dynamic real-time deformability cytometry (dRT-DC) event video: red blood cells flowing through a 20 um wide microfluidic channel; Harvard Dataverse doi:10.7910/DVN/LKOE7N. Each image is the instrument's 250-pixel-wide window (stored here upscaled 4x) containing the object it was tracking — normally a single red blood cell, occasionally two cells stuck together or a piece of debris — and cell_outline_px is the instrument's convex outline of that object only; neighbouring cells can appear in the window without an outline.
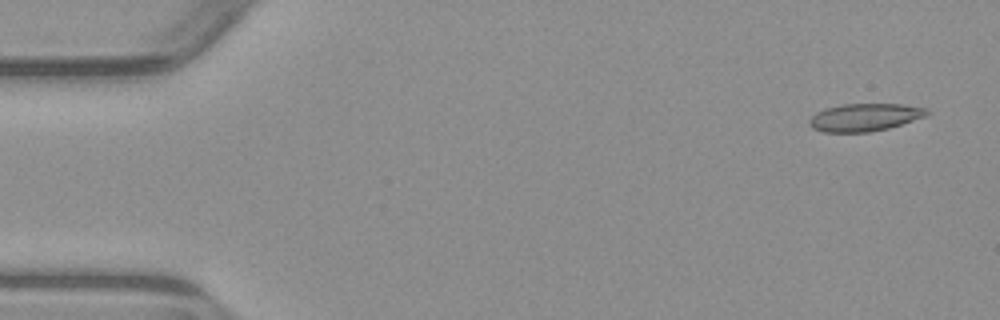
{"species": "common noctule bat (a hibernating species)", "species_latin": "Nyctalus noctula", "temperature_condition": "warm", "stored_images_in_passage": 6, "camera_frame_rate_fps": 3000, "um_per_image_px": 0.085, "animal": {"sex": "male", "body_mass_g": 23.1, "forearm_length_mm": 52.7}, "frame": {"image": 1, "passage_image": 1, "time_ms": 0.0, "image_size_px": [1000, 320], "cell_outline_px": [[932, 112], [928, 116], [888, 128], [868, 132], [824, 132], [812, 128], [808, 124], [808, 120], [816, 112], [824, 108], [844, 104], [904, 104], [928, 108]], "centroid_in_image_um": [73.53, 9.96], "position_along_channel_um": 11.5, "area_um2": 19.19}}
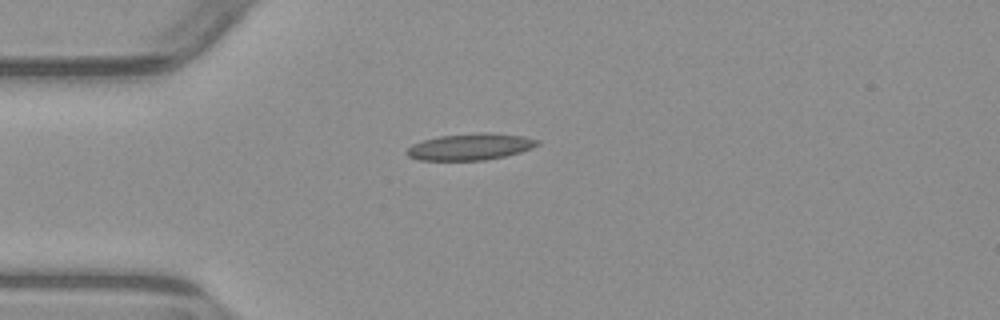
{"frame": {"image": 2, "passage_image": 4, "time_ms": 3.667, "image_size_px": [1000, 320], "cell_outline_px": [[540, 144], [532, 148], [520, 152], [504, 156], [484, 160], [420, 160], [408, 156], [404, 152], [412, 144], [424, 140], [440, 136], [480, 132], [488, 132], [524, 136], [540, 140]], "centroid_in_image_um": [39.99, 12.47], "position_along_channel_um": 45.0, "area_um2": 20.23}}
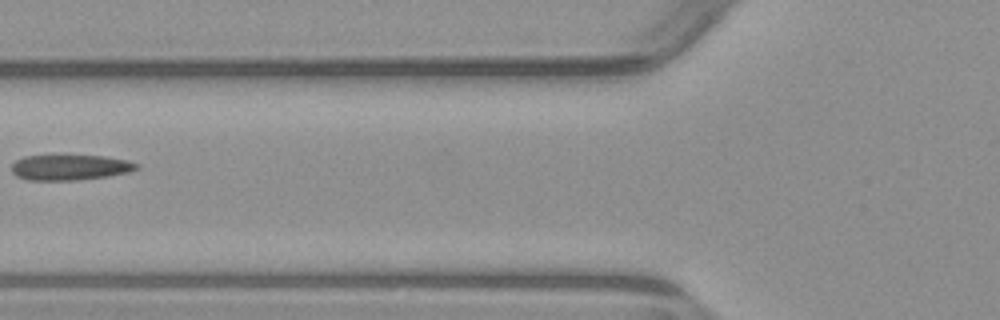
{"frame": {"image": 3, "passage_image": 6, "time_ms": 6.0, "image_size_px": [1000, 320], "cell_outline_px": [[140, 168], [128, 172], [108, 176], [76, 180], [28, 180], [16, 176], [12, 172], [12, 164], [16, 160], [24, 156], [104, 156], [128, 160], [140, 164]], "centroid_in_image_um": [5.97, 14.23], "position_along_channel_um": 119.8, "area_um2": 18.5}}